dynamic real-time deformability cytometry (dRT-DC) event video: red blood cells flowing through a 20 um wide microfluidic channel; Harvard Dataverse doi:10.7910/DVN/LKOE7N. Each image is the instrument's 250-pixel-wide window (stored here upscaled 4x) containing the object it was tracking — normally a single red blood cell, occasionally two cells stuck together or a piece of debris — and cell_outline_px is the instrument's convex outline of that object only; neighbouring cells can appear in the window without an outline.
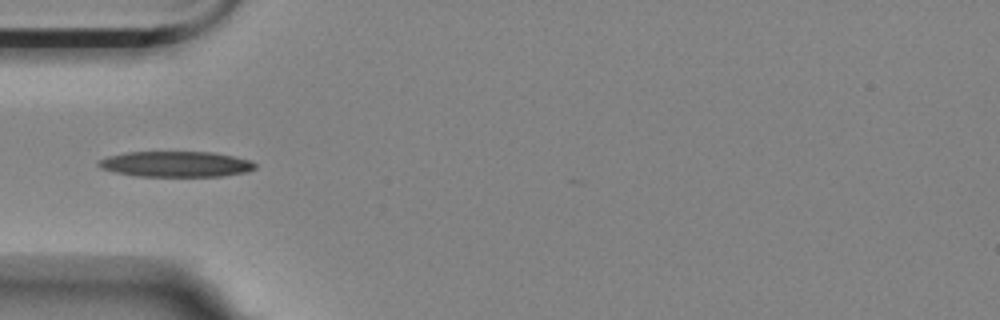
{"species": "Egyptian fruit bat (a non-hibernating species)", "species_latin": "Rousettus aegyptiacus", "temperature_condition": "room temperature", "stored_images_in_passage": 5, "camera_frame_rate_fps": 3000, "um_per_image_px": 0.085, "animal": {"sex": "female"}, "frame": {"image": 1, "passage_image": 2, "time_ms": 1.0, "image_size_px": [1000, 320], "cell_outline_px": [[256, 168], [248, 172], [224, 176], [136, 176], [116, 172], [100, 168], [96, 164], [100, 160], [108, 156], [124, 152], [212, 152], [232, 156], [248, 160], [256, 164]], "centroid_in_image_um": [14.95, 13.95], "position_along_channel_um": 70.1, "area_um2": 23.35}}
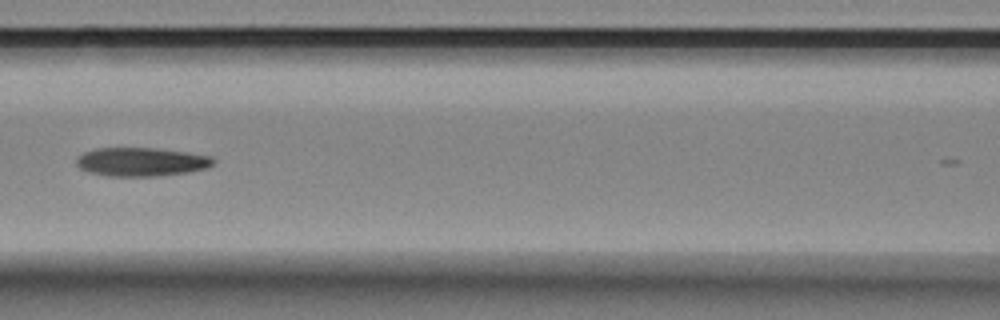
{"frame": {"image": 2, "passage_image": 4, "time_ms": 3.333, "image_size_px": [1000, 320], "cell_outline_px": [[216, 160], [208, 168], [188, 172], [156, 176], [108, 176], [88, 172], [80, 168], [76, 164], [76, 160], [84, 152], [96, 148], [156, 148], [188, 152], [212, 156]], "centroid_in_image_um": [12.03, 13.75], "position_along_channel_um": 154.6, "area_um2": 22.95}}
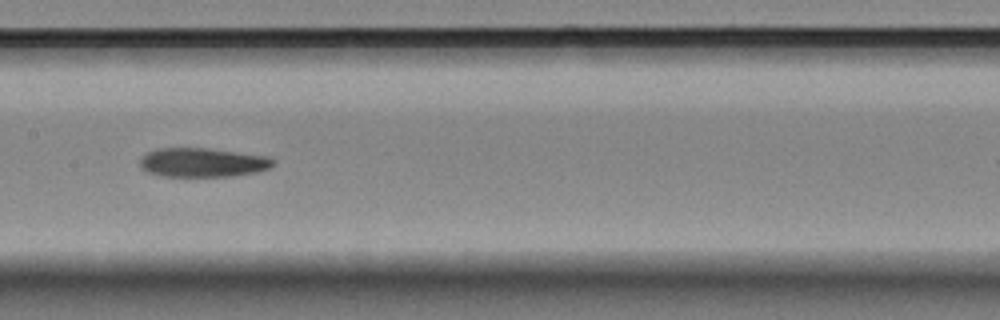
{"frame": {"image": 3, "passage_image": 5, "time_ms": 4.333, "image_size_px": [1000, 320], "cell_outline_px": [[276, 164], [268, 168], [256, 172], [232, 176], [164, 176], [148, 172], [140, 168], [140, 160], [148, 152], [156, 148], [208, 148], [268, 156], [276, 160]], "centroid_in_image_um": [17.25, 13.8], "position_along_channel_um": 190.2, "area_um2": 22.6}}